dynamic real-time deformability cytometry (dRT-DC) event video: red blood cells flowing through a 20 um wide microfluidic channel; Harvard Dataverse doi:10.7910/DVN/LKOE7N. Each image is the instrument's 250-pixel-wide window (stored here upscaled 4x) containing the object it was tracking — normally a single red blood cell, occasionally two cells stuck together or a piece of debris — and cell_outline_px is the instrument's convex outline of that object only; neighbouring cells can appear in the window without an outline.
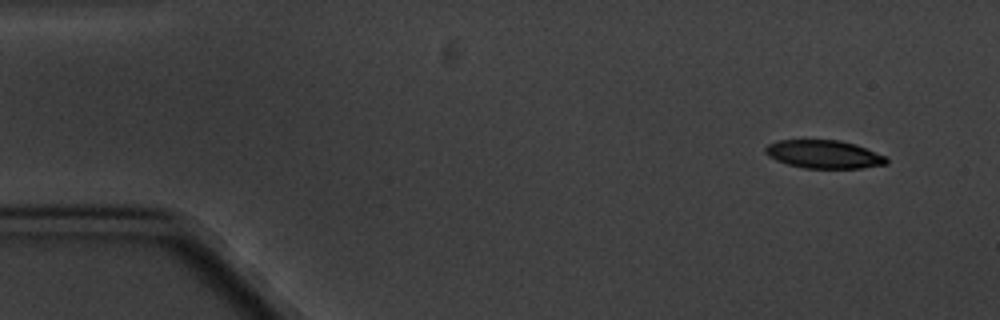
{"species": "common noctule bat (a hibernating species)", "species_latin": "Nyctalus noctula", "temperature_condition": "cold", "stored_images_in_passage": 9, "camera_frame_rate_fps": 3000, "um_per_image_px": 0.085, "animal": {"sex": "male", "body_mass_g": 20.1, "forearm_length_mm": 53.5}, "frame": {"image": 1, "passage_image": 1, "time_ms": 0.0, "image_size_px": [1000, 320], "cell_outline_px": [[888, 164], [860, 168], [804, 168], [788, 164], [776, 160], [768, 156], [764, 152], [764, 148], [768, 144], [776, 140], [840, 140], [856, 144], [888, 156]], "centroid_in_image_um": [70.05, 13.11], "position_along_channel_um": 14.9, "area_um2": 20.11}}